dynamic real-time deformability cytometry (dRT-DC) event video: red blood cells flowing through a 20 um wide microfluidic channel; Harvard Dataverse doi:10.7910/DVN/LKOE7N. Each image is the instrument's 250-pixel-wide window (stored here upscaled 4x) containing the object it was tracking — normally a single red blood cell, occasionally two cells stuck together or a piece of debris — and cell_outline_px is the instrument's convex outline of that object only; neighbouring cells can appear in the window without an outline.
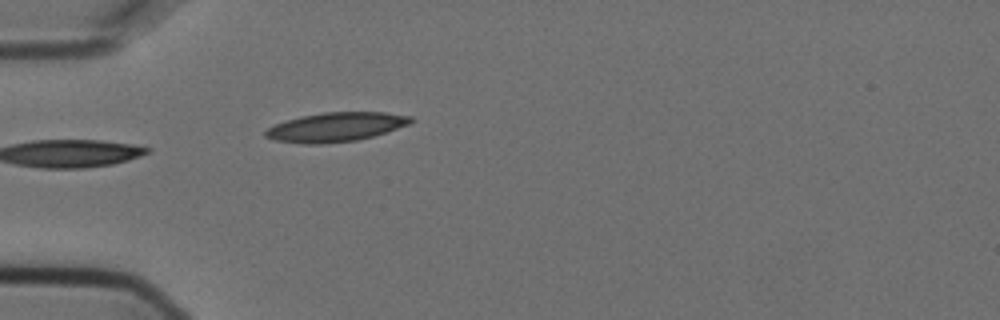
{"species": "Egyptian fruit bat (a non-hibernating species)", "species_latin": "Rousettus aegyptiacus", "temperature_condition": "cold", "stored_images_in_passage": 5, "camera_frame_rate_fps": 3000, "um_per_image_px": 0.085, "animal": {"sex": "female"}, "frame": {"image": 1, "passage_image": 5, "time_ms": 1.333, "image_size_px": [1000, 320], "cell_outline_px": [[416, 120], [408, 124], [372, 136], [356, 140], [320, 144], [304, 144], [276, 140], [264, 136], [264, 132], [268, 128], [276, 124], [300, 116], [324, 112], [384, 112], [412, 116]], "centroid_in_image_um": [28.54, 10.79], "position_along_channel_um": 56.5, "area_um2": 24.45}}